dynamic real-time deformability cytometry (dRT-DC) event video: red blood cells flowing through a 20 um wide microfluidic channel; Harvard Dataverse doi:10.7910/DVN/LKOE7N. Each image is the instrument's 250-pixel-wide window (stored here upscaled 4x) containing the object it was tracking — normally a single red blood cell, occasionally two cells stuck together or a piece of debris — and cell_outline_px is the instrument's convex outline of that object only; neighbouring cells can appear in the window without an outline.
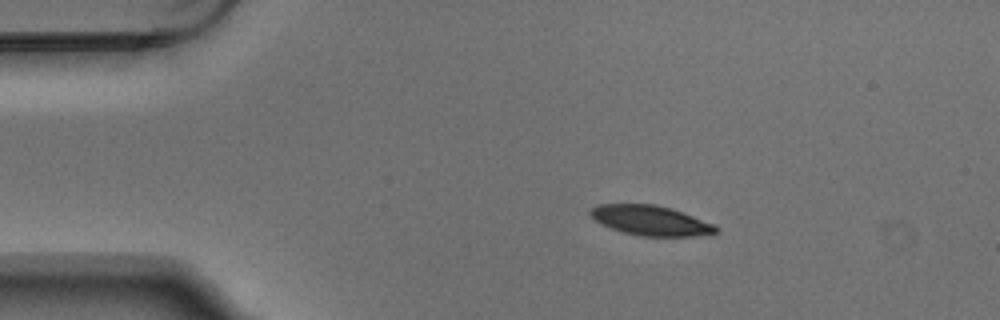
{"species": "Egyptian fruit bat (a non-hibernating species)", "species_latin": "Rousettus aegyptiacus", "temperature_condition": "warm", "stored_images_in_passage": 6, "camera_frame_rate_fps": 3000, "um_per_image_px": 0.085, "animal": {"sex": "male"}, "frame": {"image": 1, "passage_image": 1, "time_ms": 0.0, "image_size_px": [1000, 320], "cell_outline_px": [[720, 228], [716, 232], [692, 236], [640, 236], [624, 232], [600, 224], [588, 212], [596, 204], [656, 204], [672, 208], [684, 212], [712, 224]], "centroid_in_image_um": [55.28, 18.73], "position_along_channel_um": 29.7, "area_um2": 21.73}}
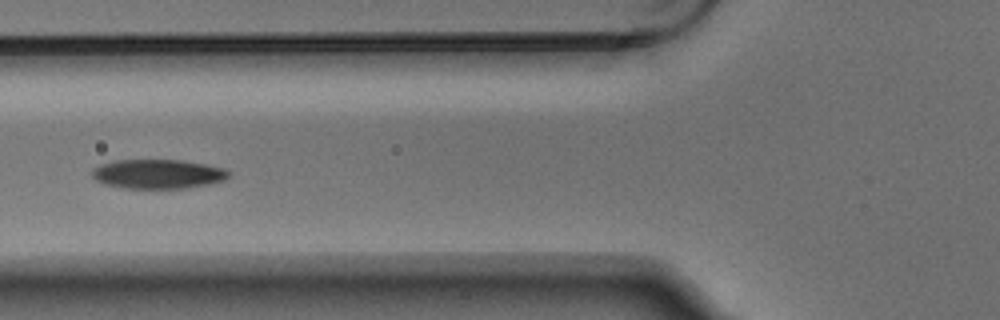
{"frame": {"image": 2, "passage_image": 4, "time_ms": 1.0, "image_size_px": [1000, 320], "cell_outline_px": [[232, 172], [224, 180], [212, 184], [184, 188], [124, 188], [104, 184], [96, 180], [92, 176], [92, 168], [100, 164], [116, 160], [184, 160], [224, 168]], "centroid_in_image_um": [13.43, 14.79], "position_along_channel_um": 112.4, "area_um2": 23.47}}
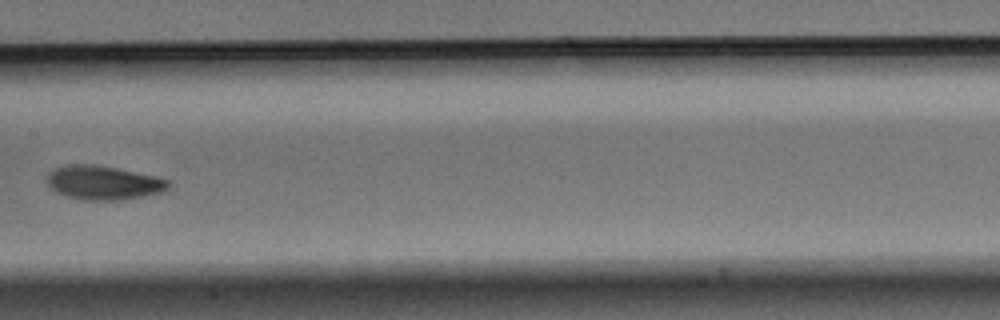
{"frame": {"image": 3, "passage_image": 6, "time_ms": 1.667, "image_size_px": [1000, 320], "cell_outline_px": [[172, 184], [168, 188], [160, 192], [144, 196], [124, 200], [80, 200], [64, 196], [56, 192], [48, 184], [48, 172], [52, 168], [68, 164], [96, 164], [116, 168], [152, 176], [168, 180]], "centroid_in_image_um": [8.74, 15.53], "position_along_channel_um": 198.7, "area_um2": 24.1}}